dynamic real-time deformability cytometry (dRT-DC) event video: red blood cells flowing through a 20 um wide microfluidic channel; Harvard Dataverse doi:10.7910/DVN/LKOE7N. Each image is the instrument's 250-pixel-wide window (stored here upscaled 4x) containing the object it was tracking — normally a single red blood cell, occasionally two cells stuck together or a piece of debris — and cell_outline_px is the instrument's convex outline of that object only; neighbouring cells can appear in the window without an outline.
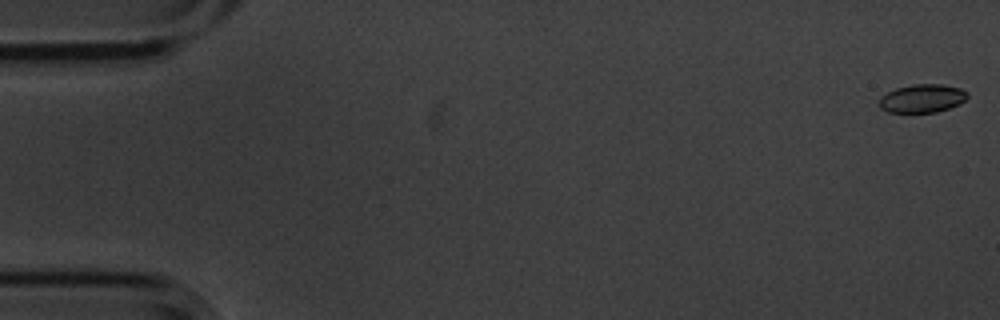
{"species": "common noctule bat (a hibernating species)", "species_latin": "Nyctalus noctula", "temperature_condition": "cold", "stored_images_in_passage": 56, "camera_frame_rate_fps": 3000, "um_per_image_px": 0.085, "animal": {"sex": "male", "body_mass_g": 20.1, "forearm_length_mm": 53.5}, "frame": {"image": 1, "passage_image": 1, "time_ms": 0.0, "image_size_px": [1000, 320], "cell_outline_px": [[968, 96], [960, 104], [936, 112], [888, 112], [880, 108], [880, 96], [896, 88], [912, 84], [944, 84], [960, 88], [968, 92]], "centroid_in_image_um": [78.4, 8.35], "position_along_channel_um": 6.6, "area_um2": 14.57}}
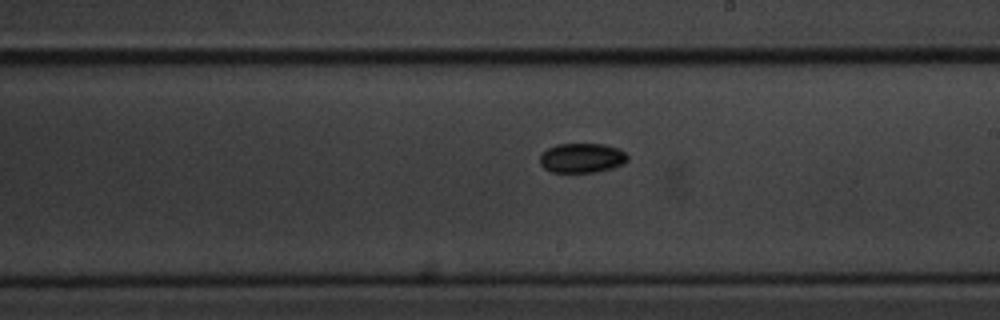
{"frame": {"image": 2, "passage_image": 32, "time_ms": 10.333, "image_size_px": [1000, 320], "cell_outline_px": [[628, 160], [624, 164], [612, 168], [592, 172], [552, 172], [544, 168], [540, 164], [540, 152], [556, 144], [604, 144], [616, 148], [624, 152], [628, 156]], "centroid_in_image_um": [49.43, 13.42], "position_along_channel_um": 239.6, "area_um2": 15.14}}
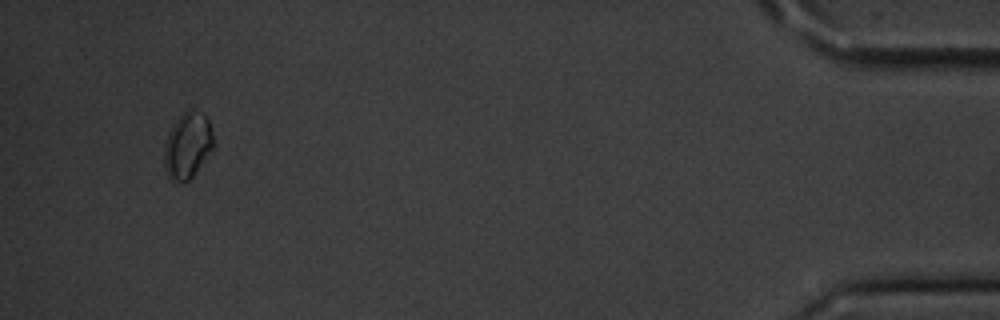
{"frame": {"image": 3, "passage_image": 53, "time_ms": 17.333, "image_size_px": [1000, 320], "cell_outline_px": [[216, 144], [192, 176], [188, 180], [168, 180], [164, 168], [164, 144], [168, 132], [172, 124], [188, 108], [192, 108], [204, 116], [208, 120]], "centroid_in_image_um": [15.92, 12.35], "position_along_channel_um": 419.3, "area_um2": 18.96}}